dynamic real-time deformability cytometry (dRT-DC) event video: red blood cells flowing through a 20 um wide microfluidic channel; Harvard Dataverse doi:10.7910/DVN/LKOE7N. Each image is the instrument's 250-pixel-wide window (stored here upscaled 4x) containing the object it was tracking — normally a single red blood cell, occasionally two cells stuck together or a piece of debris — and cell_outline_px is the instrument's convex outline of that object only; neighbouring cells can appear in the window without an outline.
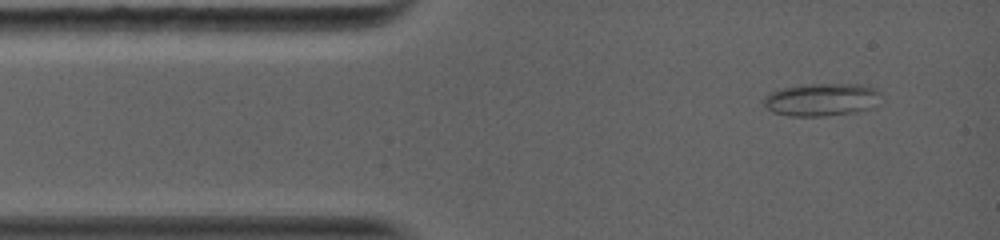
{"species": "common noctule bat (a hibernating species)", "species_latin": "Nyctalus noctula", "temperature_condition": "warm", "stored_images_in_passage": 12, "camera_frame_rate_fps": 5000, "um_per_image_px": 0.085, "animal": {"sex": "female", "body_mass_g": 19.0, "forearm_length_mm": 56.7}, "frame": {"image": 1, "passage_image": 2, "time_ms": 0.6, "image_size_px": [1000, 240], "cell_outline_px": [[880, 92], [868, 108], [852, 112], [824, 116], [788, 116], [772, 112], [764, 104], [764, 96], [772, 92], [784, 88], [804, 84], [860, 84], [876, 88]], "centroid_in_image_um": [69.75, 8.46], "position_along_channel_um": 15.2, "area_um2": 21.85}}
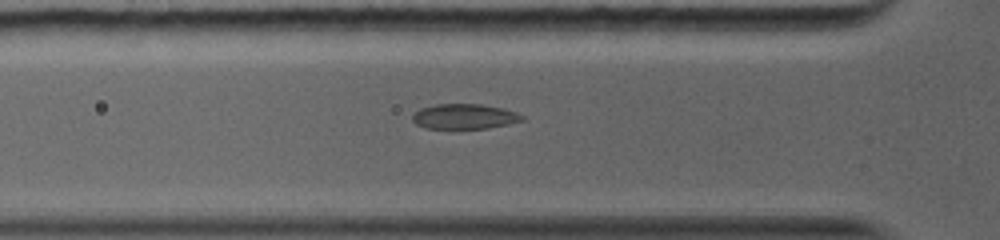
{"frame": {"image": 2, "passage_image": 8, "time_ms": 3.4, "image_size_px": [1000, 240], "cell_outline_px": [[524, 120], [508, 124], [488, 128], [424, 128], [416, 124], [412, 120], [412, 116], [420, 108], [436, 104], [480, 104], [504, 108], [516, 112], [524, 116]], "centroid_in_image_um": [39.48, 9.89], "position_along_channel_um": 86.3, "area_um2": 16.01}}
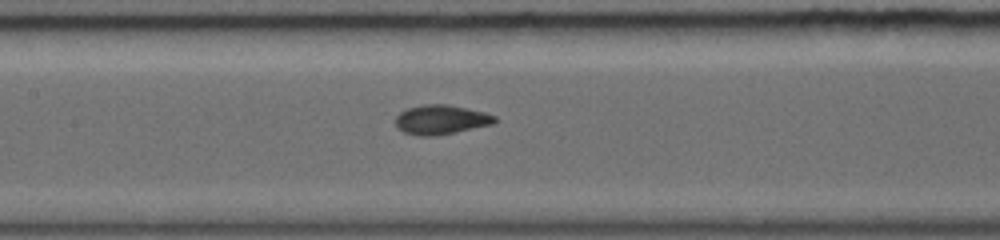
{"frame": {"image": 3, "passage_image": 12, "time_ms": 5.4, "image_size_px": [1000, 240], "cell_outline_px": [[500, 120], [492, 124], [456, 132], [432, 136], [420, 136], [404, 132], [396, 124], [396, 116], [400, 112], [408, 108], [424, 104], [448, 104], [484, 112], [496, 116]], "centroid_in_image_um": [37.52, 10.16], "position_along_channel_um": 169.9, "area_um2": 16.94}}